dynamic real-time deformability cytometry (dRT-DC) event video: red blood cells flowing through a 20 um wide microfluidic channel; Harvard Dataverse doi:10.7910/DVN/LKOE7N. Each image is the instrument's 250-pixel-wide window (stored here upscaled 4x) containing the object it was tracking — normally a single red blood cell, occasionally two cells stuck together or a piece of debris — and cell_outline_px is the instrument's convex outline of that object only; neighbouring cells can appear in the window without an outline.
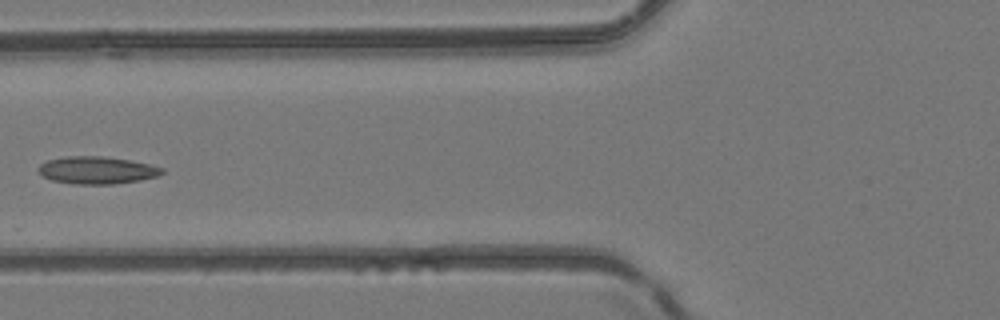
{"species": "common noctule bat (a hibernating species)", "species_latin": "Nyctalus noctula", "temperature_condition": "room temperature", "stored_images_in_passage": 6, "camera_frame_rate_fps": 3000, "um_per_image_px": 0.085, "animal": {"sex": "female", "body_mass_g": 24.6, "forearm_length_mm": 56.2}, "frame": {"image": 1, "passage_image": 6, "time_ms": 6.0, "image_size_px": [1000, 320], "cell_outline_px": [[164, 172], [156, 176], [140, 180], [112, 184], [72, 184], [52, 180], [44, 176], [36, 168], [40, 164], [48, 160], [64, 156], [100, 156], [128, 160], [148, 164], [164, 168]], "centroid_in_image_um": [8.21, 14.47], "position_along_channel_um": 117.6, "area_um2": 19.59}}